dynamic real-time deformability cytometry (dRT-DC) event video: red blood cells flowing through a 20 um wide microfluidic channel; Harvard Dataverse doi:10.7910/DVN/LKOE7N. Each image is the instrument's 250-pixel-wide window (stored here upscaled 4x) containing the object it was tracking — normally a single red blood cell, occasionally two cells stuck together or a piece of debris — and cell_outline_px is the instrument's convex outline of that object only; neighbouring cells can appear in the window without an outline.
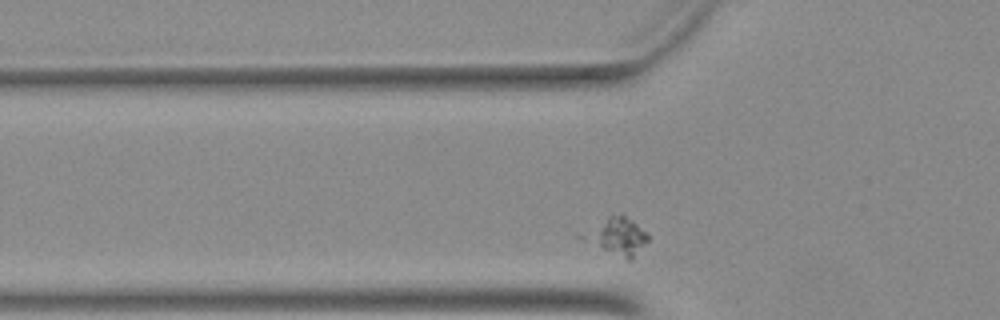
{"species": "Egyptian fruit bat (a non-hibernating species)", "species_latin": "Rousettus aegyptiacus", "temperature_condition": "warm", "stored_images_in_passage": 29, "camera_frame_rate_fps": 3000, "um_per_image_px": 0.085, "animal": {"sex": "female"}, "frame": {"image": 1, "passage_image": 3, "time_ms": 0.667, "image_size_px": [1000, 320], "cell_outline_px": [[648, 240], [632, 260], [628, 260], [604, 248], [592, 236], [608, 216], [624, 216], [632, 220], [648, 232]], "centroid_in_image_um": [52.83, 20.1], "position_along_channel_um": 73.0, "area_um2": 11.62}}
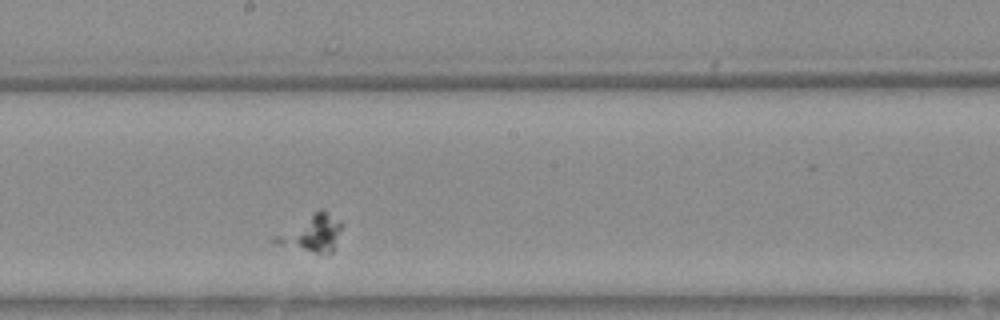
{"frame": {"image": 2, "passage_image": 15, "time_ms": 4.667, "image_size_px": [1000, 320], "cell_outline_px": [[344, 224], [332, 252], [316, 252], [276, 244], [272, 240], [272, 236], [320, 208], [324, 208], [340, 220]], "centroid_in_image_um": [26.52, 19.77], "position_along_channel_um": 221.7, "area_um2": 14.28}}
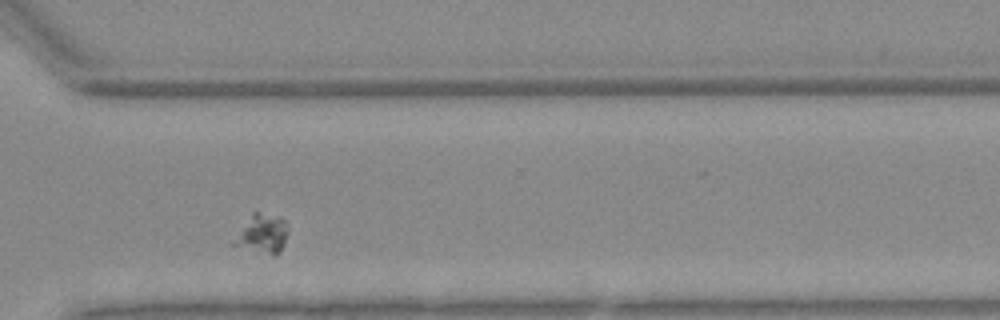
{"frame": {"image": 3, "passage_image": 25, "time_ms": 8.0, "image_size_px": [1000, 320], "cell_outline_px": [[284, 244], [280, 252], [276, 256], [272, 256], [232, 244], [252, 212], [256, 212], [284, 220]], "centroid_in_image_um": [22.28, 19.93], "position_along_channel_um": 348.3, "area_um2": 11.39}}